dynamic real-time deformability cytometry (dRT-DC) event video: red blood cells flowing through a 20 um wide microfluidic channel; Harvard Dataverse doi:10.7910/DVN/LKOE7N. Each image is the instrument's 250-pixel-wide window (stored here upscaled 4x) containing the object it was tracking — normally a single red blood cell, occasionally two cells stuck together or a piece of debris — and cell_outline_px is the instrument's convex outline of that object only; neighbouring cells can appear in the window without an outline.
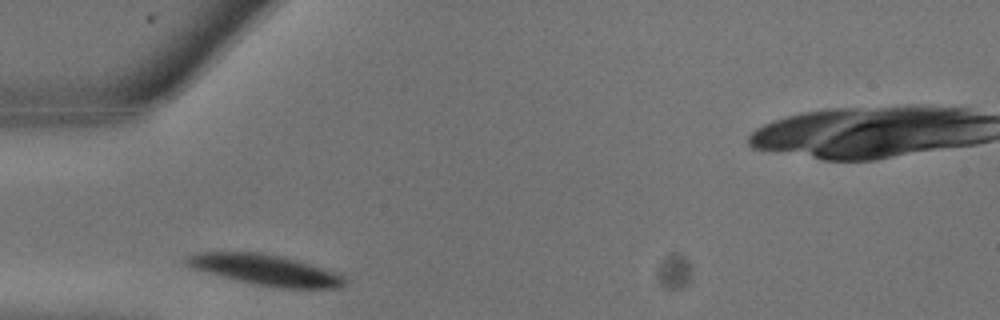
{"species": "common noctule bat (a hibernating species)", "species_latin": "Nyctalus noctula", "temperature_condition": "warm", "stored_images_in_passage": 4, "camera_frame_rate_fps": 3000, "um_per_image_px": 0.085, "animal": {"sex": "male", "body_mass_g": 13.3}, "frame": {"image": 1, "passage_image": 1, "time_ms": 0.0, "image_size_px": [1000, 320], "cell_outline_px": [[348, 284], [340, 288], [284, 288], [252, 284], [220, 276], [192, 268], [184, 264], [184, 260], [188, 256], [200, 252], [260, 252], [284, 256], [340, 272], [348, 280]], "centroid_in_image_um": [22.64, 22.94], "position_along_channel_um": 62.4, "area_um2": 28.78}}
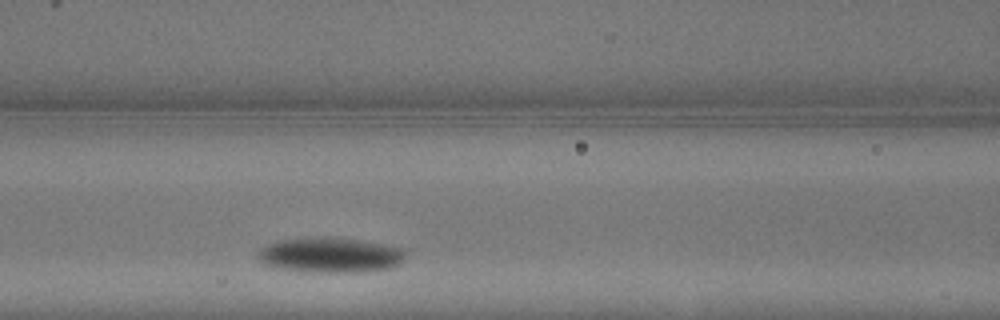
{"frame": {"image": 2, "passage_image": 4, "time_ms": 1.0, "image_size_px": [1000, 320], "cell_outline_px": [[404, 256], [400, 264], [388, 268], [360, 272], [320, 272], [284, 268], [260, 264], [256, 256], [260, 248], [276, 240], [320, 236], [328, 236], [360, 240], [400, 248], [404, 252]], "centroid_in_image_um": [28.0, 21.66], "position_along_channel_um": 138.6, "area_um2": 30.11}}